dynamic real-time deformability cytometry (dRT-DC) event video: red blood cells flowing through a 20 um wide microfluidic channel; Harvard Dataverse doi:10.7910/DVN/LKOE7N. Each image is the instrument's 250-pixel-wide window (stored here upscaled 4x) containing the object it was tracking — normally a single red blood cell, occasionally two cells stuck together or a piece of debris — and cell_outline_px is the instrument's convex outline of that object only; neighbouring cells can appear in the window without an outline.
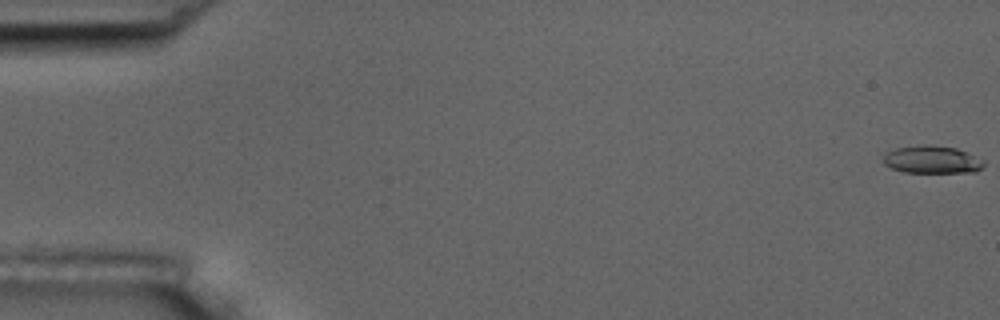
{"species": "common noctule bat (a hibernating species)", "species_latin": "Nyctalus noctula", "temperature_condition": "room temperature", "stored_images_in_passage": 6, "camera_frame_rate_fps": 3000, "um_per_image_px": 0.085, "animal": {"sex": "male", "body_mass_g": 17.5, "forearm_length_mm": 52.3}, "frame": {"image": 1, "passage_image": 1, "time_ms": 0.0, "image_size_px": [1000, 320], "cell_outline_px": [[984, 164], [976, 172], [904, 172], [892, 168], [884, 164], [884, 152], [896, 148], [924, 144], [928, 144], [956, 148], [968, 152], [984, 160]], "centroid_in_image_um": [79.22, 13.55], "position_along_channel_um": 5.8, "area_um2": 16.24}}
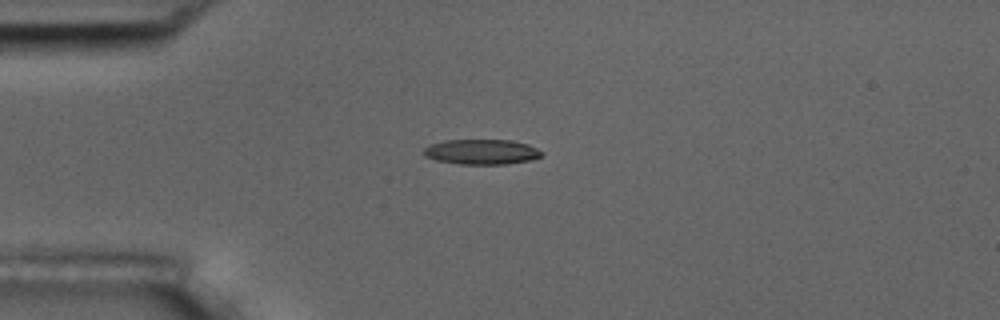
{"frame": {"image": 2, "passage_image": 5, "time_ms": 4.667, "image_size_px": [1000, 320], "cell_outline_px": [[544, 152], [540, 156], [528, 160], [504, 164], [460, 164], [436, 160], [424, 156], [424, 148], [432, 144], [444, 140], [512, 140], [528, 144]], "centroid_in_image_um": [40.92, 12.9], "position_along_channel_um": 44.1, "area_um2": 17.11}}